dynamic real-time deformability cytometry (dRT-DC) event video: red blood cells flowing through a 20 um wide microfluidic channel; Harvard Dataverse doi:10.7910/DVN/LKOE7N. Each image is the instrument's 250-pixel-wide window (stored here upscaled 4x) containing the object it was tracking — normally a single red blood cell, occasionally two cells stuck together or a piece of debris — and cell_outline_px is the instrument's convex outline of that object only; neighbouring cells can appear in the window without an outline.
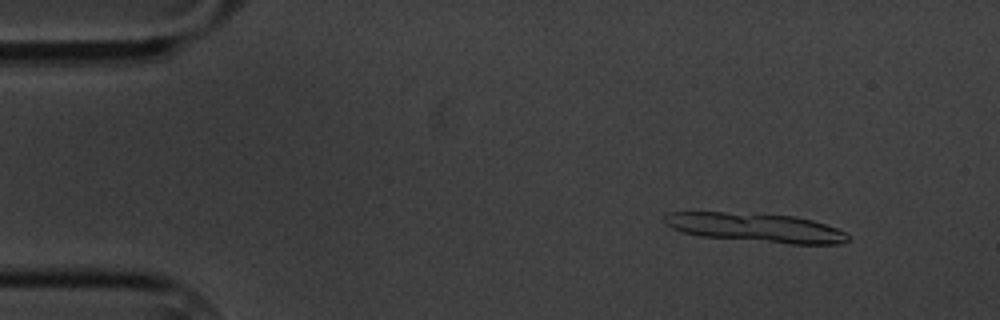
{"species": "common noctule bat (a hibernating species)", "species_latin": "Nyctalus noctula", "temperature_condition": "cold", "stored_images_in_passage": 13, "camera_frame_rate_fps": 3000, "um_per_image_px": 0.085, "animal": {"sex": "male", "body_mass_g": 20.1, "forearm_length_mm": 53.5}, "frame": {"image": 1, "passage_image": 6, "time_ms": 1.667, "image_size_px": [1000, 320], "cell_outline_px": [[852, 236], [848, 240], [840, 244], [788, 244], [700, 236], [684, 232], [672, 228], [664, 220], [664, 216], [668, 212], [724, 212], [796, 216], [812, 220], [848, 232]], "centroid_in_image_um": [64.3, 19.36], "position_along_channel_um": 20.7, "area_um2": 31.04}}